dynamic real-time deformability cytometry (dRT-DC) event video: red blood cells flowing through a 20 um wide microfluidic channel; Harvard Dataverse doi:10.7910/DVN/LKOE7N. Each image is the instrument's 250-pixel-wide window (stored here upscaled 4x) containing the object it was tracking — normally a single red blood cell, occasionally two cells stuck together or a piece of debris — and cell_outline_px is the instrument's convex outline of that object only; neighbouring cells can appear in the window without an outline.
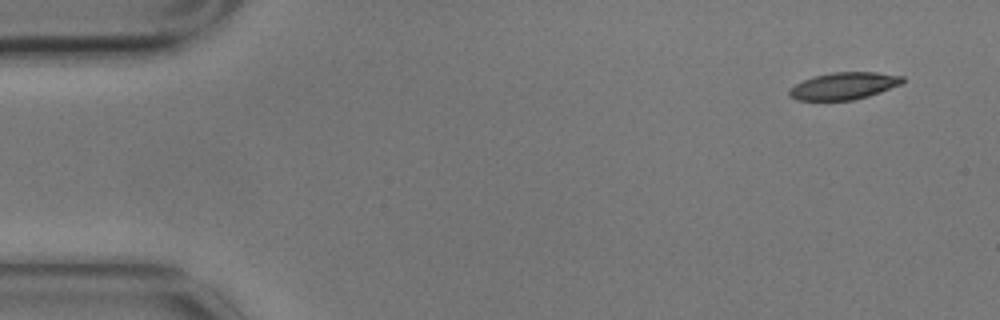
{"species": "common noctule bat (a hibernating species)", "species_latin": "Nyctalus noctula", "temperature_condition": "cold", "stored_images_in_passage": 8, "camera_frame_rate_fps": 3000, "um_per_image_px": 0.085, "animal": {"sex": "male", "body_mass_g": 17.9}, "frame": {"image": 1, "passage_image": 1, "time_ms": 0.0, "image_size_px": [1000, 320], "cell_outline_px": [[904, 84], [868, 96], [852, 100], [796, 100], [788, 96], [788, 88], [804, 80], [816, 76], [832, 72], [876, 72], [904, 76]], "centroid_in_image_um": [71.74, 7.3], "position_along_channel_um": 13.3, "area_um2": 17.98}}
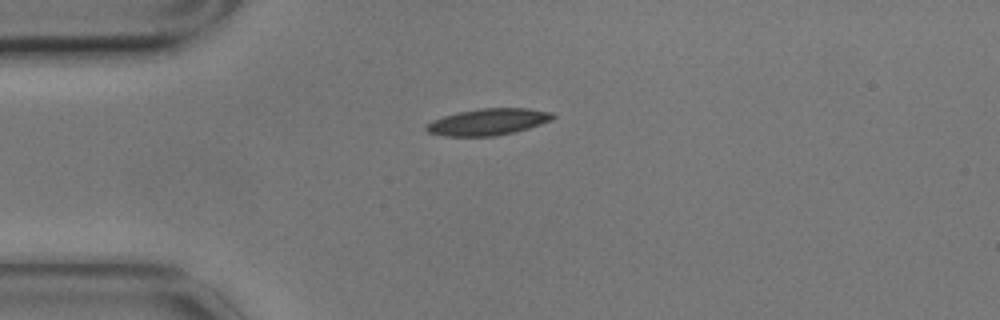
{"frame": {"image": 2, "passage_image": 4, "time_ms": 1.0, "image_size_px": [1000, 320], "cell_outline_px": [[556, 116], [552, 120], [516, 132], [496, 136], [444, 136], [428, 132], [424, 128], [432, 120], [444, 116], [460, 112], [480, 108], [528, 108], [552, 112]], "centroid_in_image_um": [41.51, 10.36], "position_along_channel_um": 43.5, "area_um2": 19.59}}